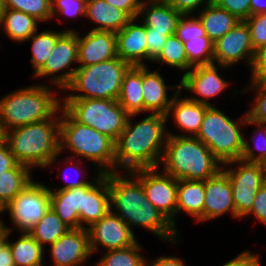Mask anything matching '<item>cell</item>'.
<instances>
[{
  "label": "cell",
  "mask_w": 266,
  "mask_h": 266,
  "mask_svg": "<svg viewBox=\"0 0 266 266\" xmlns=\"http://www.w3.org/2000/svg\"><path fill=\"white\" fill-rule=\"evenodd\" d=\"M86 229L92 255L102 247L108 251L131 246L138 241L134 230L111 210Z\"/></svg>",
  "instance_id": "obj_15"
},
{
  "label": "cell",
  "mask_w": 266,
  "mask_h": 266,
  "mask_svg": "<svg viewBox=\"0 0 266 266\" xmlns=\"http://www.w3.org/2000/svg\"><path fill=\"white\" fill-rule=\"evenodd\" d=\"M182 13L176 11L165 0L143 1L137 18L146 28L158 32H167L168 36L175 35Z\"/></svg>",
  "instance_id": "obj_24"
},
{
  "label": "cell",
  "mask_w": 266,
  "mask_h": 266,
  "mask_svg": "<svg viewBox=\"0 0 266 266\" xmlns=\"http://www.w3.org/2000/svg\"><path fill=\"white\" fill-rule=\"evenodd\" d=\"M130 67L119 57L90 66H78L64 89L66 96L61 97L118 100L122 80Z\"/></svg>",
  "instance_id": "obj_8"
},
{
  "label": "cell",
  "mask_w": 266,
  "mask_h": 266,
  "mask_svg": "<svg viewBox=\"0 0 266 266\" xmlns=\"http://www.w3.org/2000/svg\"><path fill=\"white\" fill-rule=\"evenodd\" d=\"M176 11L183 15L196 14L205 6L211 4L213 0H165ZM200 8V9H199Z\"/></svg>",
  "instance_id": "obj_46"
},
{
  "label": "cell",
  "mask_w": 266,
  "mask_h": 266,
  "mask_svg": "<svg viewBox=\"0 0 266 266\" xmlns=\"http://www.w3.org/2000/svg\"><path fill=\"white\" fill-rule=\"evenodd\" d=\"M250 215L266 226V183L258 189L251 211L244 219Z\"/></svg>",
  "instance_id": "obj_47"
},
{
  "label": "cell",
  "mask_w": 266,
  "mask_h": 266,
  "mask_svg": "<svg viewBox=\"0 0 266 266\" xmlns=\"http://www.w3.org/2000/svg\"><path fill=\"white\" fill-rule=\"evenodd\" d=\"M198 13L197 17L205 29L206 36L213 43L240 22L236 16L217 6L214 2L202 8Z\"/></svg>",
  "instance_id": "obj_28"
},
{
  "label": "cell",
  "mask_w": 266,
  "mask_h": 266,
  "mask_svg": "<svg viewBox=\"0 0 266 266\" xmlns=\"http://www.w3.org/2000/svg\"><path fill=\"white\" fill-rule=\"evenodd\" d=\"M50 209V189L34 179L3 207L8 212L13 227L2 225V231L16 229L19 233H29Z\"/></svg>",
  "instance_id": "obj_10"
},
{
  "label": "cell",
  "mask_w": 266,
  "mask_h": 266,
  "mask_svg": "<svg viewBox=\"0 0 266 266\" xmlns=\"http://www.w3.org/2000/svg\"><path fill=\"white\" fill-rule=\"evenodd\" d=\"M219 68L221 71L222 69L224 71L230 67L212 63L191 68L187 73L181 76L180 90L182 94L185 93L183 90L191 92V94H195L196 97H188L190 100L212 106L209 102L210 99L216 98V96L220 95L222 92L224 93V90L226 91L230 84V82L219 75Z\"/></svg>",
  "instance_id": "obj_14"
},
{
  "label": "cell",
  "mask_w": 266,
  "mask_h": 266,
  "mask_svg": "<svg viewBox=\"0 0 266 266\" xmlns=\"http://www.w3.org/2000/svg\"><path fill=\"white\" fill-rule=\"evenodd\" d=\"M6 140V131L3 126L0 124V146L5 143Z\"/></svg>",
  "instance_id": "obj_56"
},
{
  "label": "cell",
  "mask_w": 266,
  "mask_h": 266,
  "mask_svg": "<svg viewBox=\"0 0 266 266\" xmlns=\"http://www.w3.org/2000/svg\"><path fill=\"white\" fill-rule=\"evenodd\" d=\"M108 185L111 211L131 230L138 226L147 229L163 241L175 245L183 242L179 239L180 233L177 228L148 201L141 182L131 172L108 173Z\"/></svg>",
  "instance_id": "obj_1"
},
{
  "label": "cell",
  "mask_w": 266,
  "mask_h": 266,
  "mask_svg": "<svg viewBox=\"0 0 266 266\" xmlns=\"http://www.w3.org/2000/svg\"><path fill=\"white\" fill-rule=\"evenodd\" d=\"M180 96H182L181 90L173 98L166 114L167 124L169 117H172L175 126L177 125L176 127L184 132V135L181 134L179 136L196 137L208 105L190 100L188 96L183 98Z\"/></svg>",
  "instance_id": "obj_23"
},
{
  "label": "cell",
  "mask_w": 266,
  "mask_h": 266,
  "mask_svg": "<svg viewBox=\"0 0 266 266\" xmlns=\"http://www.w3.org/2000/svg\"><path fill=\"white\" fill-rule=\"evenodd\" d=\"M261 255L252 251H243L232 260L227 261L222 266H261Z\"/></svg>",
  "instance_id": "obj_50"
},
{
  "label": "cell",
  "mask_w": 266,
  "mask_h": 266,
  "mask_svg": "<svg viewBox=\"0 0 266 266\" xmlns=\"http://www.w3.org/2000/svg\"><path fill=\"white\" fill-rule=\"evenodd\" d=\"M159 63L161 65H167L172 68L184 70L187 73L192 67L189 65L188 58L184 48V42L180 40L176 35L169 36L166 39L165 45L159 56L153 61V63ZM186 70V71H185Z\"/></svg>",
  "instance_id": "obj_36"
},
{
  "label": "cell",
  "mask_w": 266,
  "mask_h": 266,
  "mask_svg": "<svg viewBox=\"0 0 266 266\" xmlns=\"http://www.w3.org/2000/svg\"><path fill=\"white\" fill-rule=\"evenodd\" d=\"M78 35L76 31H66L58 40L44 66L33 78L49 77L50 85L55 91L64 89L70 84L78 68ZM76 67H75V66ZM66 69V70H65ZM62 71V72H61ZM57 74V75H56ZM62 89V90H61Z\"/></svg>",
  "instance_id": "obj_12"
},
{
  "label": "cell",
  "mask_w": 266,
  "mask_h": 266,
  "mask_svg": "<svg viewBox=\"0 0 266 266\" xmlns=\"http://www.w3.org/2000/svg\"><path fill=\"white\" fill-rule=\"evenodd\" d=\"M213 2L240 21H245L251 16L250 0H213Z\"/></svg>",
  "instance_id": "obj_45"
},
{
  "label": "cell",
  "mask_w": 266,
  "mask_h": 266,
  "mask_svg": "<svg viewBox=\"0 0 266 266\" xmlns=\"http://www.w3.org/2000/svg\"><path fill=\"white\" fill-rule=\"evenodd\" d=\"M65 160H63L65 163H67L66 166H68L67 168H70L72 170H75L74 172H77L79 173H82L80 169H82L80 167V164L82 163V160L78 159V160H75L76 158L74 157H70V156H65ZM69 160V161H68ZM81 162V163H80ZM69 164V165H68ZM71 165V166H70ZM70 166V167H69ZM73 167V168H72ZM69 170V169H68ZM71 170V171H72ZM63 175V174H62ZM79 175L77 174V176L79 177ZM76 176V175H75ZM77 177V178H78ZM92 180H88L86 179L84 176L83 178H78V179H74V180H69V182L67 181L66 183H64L65 185H62L61 187H58L57 189H54L53 188H49L50 190H64V189H72V188H76V187H80V186H83V185H88V184H91L93 182V177L91 178Z\"/></svg>",
  "instance_id": "obj_48"
},
{
  "label": "cell",
  "mask_w": 266,
  "mask_h": 266,
  "mask_svg": "<svg viewBox=\"0 0 266 266\" xmlns=\"http://www.w3.org/2000/svg\"><path fill=\"white\" fill-rule=\"evenodd\" d=\"M184 48L192 68L213 63V42L207 36L189 38Z\"/></svg>",
  "instance_id": "obj_38"
},
{
  "label": "cell",
  "mask_w": 266,
  "mask_h": 266,
  "mask_svg": "<svg viewBox=\"0 0 266 266\" xmlns=\"http://www.w3.org/2000/svg\"><path fill=\"white\" fill-rule=\"evenodd\" d=\"M3 0H0V21H1V18H2V13H3Z\"/></svg>",
  "instance_id": "obj_58"
},
{
  "label": "cell",
  "mask_w": 266,
  "mask_h": 266,
  "mask_svg": "<svg viewBox=\"0 0 266 266\" xmlns=\"http://www.w3.org/2000/svg\"><path fill=\"white\" fill-rule=\"evenodd\" d=\"M254 50L266 45V13L251 15L245 20Z\"/></svg>",
  "instance_id": "obj_43"
},
{
  "label": "cell",
  "mask_w": 266,
  "mask_h": 266,
  "mask_svg": "<svg viewBox=\"0 0 266 266\" xmlns=\"http://www.w3.org/2000/svg\"><path fill=\"white\" fill-rule=\"evenodd\" d=\"M258 82L266 86V73L258 80Z\"/></svg>",
  "instance_id": "obj_57"
},
{
  "label": "cell",
  "mask_w": 266,
  "mask_h": 266,
  "mask_svg": "<svg viewBox=\"0 0 266 266\" xmlns=\"http://www.w3.org/2000/svg\"><path fill=\"white\" fill-rule=\"evenodd\" d=\"M78 35V66H90L117 58V37L112 31L90 30Z\"/></svg>",
  "instance_id": "obj_19"
},
{
  "label": "cell",
  "mask_w": 266,
  "mask_h": 266,
  "mask_svg": "<svg viewBox=\"0 0 266 266\" xmlns=\"http://www.w3.org/2000/svg\"><path fill=\"white\" fill-rule=\"evenodd\" d=\"M15 266H44L45 250L29 233H21L14 242L9 241Z\"/></svg>",
  "instance_id": "obj_32"
},
{
  "label": "cell",
  "mask_w": 266,
  "mask_h": 266,
  "mask_svg": "<svg viewBox=\"0 0 266 266\" xmlns=\"http://www.w3.org/2000/svg\"><path fill=\"white\" fill-rule=\"evenodd\" d=\"M74 28H69L62 31H54L51 28L48 30H43L38 32V30L27 40L31 45V65L33 70L32 76H34L46 63L48 57L51 55V52L55 48L57 40L66 32V31H75Z\"/></svg>",
  "instance_id": "obj_31"
},
{
  "label": "cell",
  "mask_w": 266,
  "mask_h": 266,
  "mask_svg": "<svg viewBox=\"0 0 266 266\" xmlns=\"http://www.w3.org/2000/svg\"><path fill=\"white\" fill-rule=\"evenodd\" d=\"M167 129L163 157L159 167L177 180H202L214 177L222 164L196 137L179 136Z\"/></svg>",
  "instance_id": "obj_4"
},
{
  "label": "cell",
  "mask_w": 266,
  "mask_h": 266,
  "mask_svg": "<svg viewBox=\"0 0 266 266\" xmlns=\"http://www.w3.org/2000/svg\"><path fill=\"white\" fill-rule=\"evenodd\" d=\"M175 35L183 42H187L189 38L206 36V33L199 18L192 14L181 17Z\"/></svg>",
  "instance_id": "obj_42"
},
{
  "label": "cell",
  "mask_w": 266,
  "mask_h": 266,
  "mask_svg": "<svg viewBox=\"0 0 266 266\" xmlns=\"http://www.w3.org/2000/svg\"><path fill=\"white\" fill-rule=\"evenodd\" d=\"M249 70V81H258L266 73V45L255 50L253 62Z\"/></svg>",
  "instance_id": "obj_49"
},
{
  "label": "cell",
  "mask_w": 266,
  "mask_h": 266,
  "mask_svg": "<svg viewBox=\"0 0 266 266\" xmlns=\"http://www.w3.org/2000/svg\"><path fill=\"white\" fill-rule=\"evenodd\" d=\"M62 108L78 123L92 127L114 142L129 117L118 100L62 98Z\"/></svg>",
  "instance_id": "obj_9"
},
{
  "label": "cell",
  "mask_w": 266,
  "mask_h": 266,
  "mask_svg": "<svg viewBox=\"0 0 266 266\" xmlns=\"http://www.w3.org/2000/svg\"><path fill=\"white\" fill-rule=\"evenodd\" d=\"M108 4L124 11L131 19L137 18L143 0H105Z\"/></svg>",
  "instance_id": "obj_51"
},
{
  "label": "cell",
  "mask_w": 266,
  "mask_h": 266,
  "mask_svg": "<svg viewBox=\"0 0 266 266\" xmlns=\"http://www.w3.org/2000/svg\"><path fill=\"white\" fill-rule=\"evenodd\" d=\"M254 54L250 30L245 21H240L213 43V63L218 65L232 67L246 60L250 69Z\"/></svg>",
  "instance_id": "obj_16"
},
{
  "label": "cell",
  "mask_w": 266,
  "mask_h": 266,
  "mask_svg": "<svg viewBox=\"0 0 266 266\" xmlns=\"http://www.w3.org/2000/svg\"><path fill=\"white\" fill-rule=\"evenodd\" d=\"M0 214H3V208L0 206ZM4 220L2 221V219H0V228L2 227V225H4Z\"/></svg>",
  "instance_id": "obj_60"
},
{
  "label": "cell",
  "mask_w": 266,
  "mask_h": 266,
  "mask_svg": "<svg viewBox=\"0 0 266 266\" xmlns=\"http://www.w3.org/2000/svg\"><path fill=\"white\" fill-rule=\"evenodd\" d=\"M3 7L22 11L44 24L52 21L51 0H3Z\"/></svg>",
  "instance_id": "obj_39"
},
{
  "label": "cell",
  "mask_w": 266,
  "mask_h": 266,
  "mask_svg": "<svg viewBox=\"0 0 266 266\" xmlns=\"http://www.w3.org/2000/svg\"><path fill=\"white\" fill-rule=\"evenodd\" d=\"M52 87L36 83L1 97L0 124L5 131L51 119L62 108V98Z\"/></svg>",
  "instance_id": "obj_5"
},
{
  "label": "cell",
  "mask_w": 266,
  "mask_h": 266,
  "mask_svg": "<svg viewBox=\"0 0 266 266\" xmlns=\"http://www.w3.org/2000/svg\"><path fill=\"white\" fill-rule=\"evenodd\" d=\"M33 171L18 163L13 169L0 173V206L3 208L33 180Z\"/></svg>",
  "instance_id": "obj_33"
},
{
  "label": "cell",
  "mask_w": 266,
  "mask_h": 266,
  "mask_svg": "<svg viewBox=\"0 0 266 266\" xmlns=\"http://www.w3.org/2000/svg\"><path fill=\"white\" fill-rule=\"evenodd\" d=\"M138 18L131 19L127 25L116 32L117 55L131 66H148L146 27Z\"/></svg>",
  "instance_id": "obj_21"
},
{
  "label": "cell",
  "mask_w": 266,
  "mask_h": 266,
  "mask_svg": "<svg viewBox=\"0 0 266 266\" xmlns=\"http://www.w3.org/2000/svg\"><path fill=\"white\" fill-rule=\"evenodd\" d=\"M249 85L243 89V92L256 91L251 107L246 110L248 118L256 123L266 125V86L258 81H249ZM252 89V90H251Z\"/></svg>",
  "instance_id": "obj_40"
},
{
  "label": "cell",
  "mask_w": 266,
  "mask_h": 266,
  "mask_svg": "<svg viewBox=\"0 0 266 266\" xmlns=\"http://www.w3.org/2000/svg\"><path fill=\"white\" fill-rule=\"evenodd\" d=\"M49 247L53 266H83L92 255L86 228L68 230Z\"/></svg>",
  "instance_id": "obj_17"
},
{
  "label": "cell",
  "mask_w": 266,
  "mask_h": 266,
  "mask_svg": "<svg viewBox=\"0 0 266 266\" xmlns=\"http://www.w3.org/2000/svg\"><path fill=\"white\" fill-rule=\"evenodd\" d=\"M68 230H70V228L67 227L56 212L50 208L29 234L37 240L44 249H47L45 245L50 246Z\"/></svg>",
  "instance_id": "obj_34"
},
{
  "label": "cell",
  "mask_w": 266,
  "mask_h": 266,
  "mask_svg": "<svg viewBox=\"0 0 266 266\" xmlns=\"http://www.w3.org/2000/svg\"><path fill=\"white\" fill-rule=\"evenodd\" d=\"M141 250L142 245L137 241L125 248L104 251L93 266H146L147 257L141 255Z\"/></svg>",
  "instance_id": "obj_35"
},
{
  "label": "cell",
  "mask_w": 266,
  "mask_h": 266,
  "mask_svg": "<svg viewBox=\"0 0 266 266\" xmlns=\"http://www.w3.org/2000/svg\"><path fill=\"white\" fill-rule=\"evenodd\" d=\"M142 66V95L144 113H159L166 115L175 95L180 91V82L177 85H167L158 70L151 71ZM168 89L175 90L168 96Z\"/></svg>",
  "instance_id": "obj_22"
},
{
  "label": "cell",
  "mask_w": 266,
  "mask_h": 266,
  "mask_svg": "<svg viewBox=\"0 0 266 266\" xmlns=\"http://www.w3.org/2000/svg\"><path fill=\"white\" fill-rule=\"evenodd\" d=\"M247 111L236 120H232L216 106H208L202 124L196 136L222 164L240 159L243 153ZM243 128V129H242Z\"/></svg>",
  "instance_id": "obj_7"
},
{
  "label": "cell",
  "mask_w": 266,
  "mask_h": 266,
  "mask_svg": "<svg viewBox=\"0 0 266 266\" xmlns=\"http://www.w3.org/2000/svg\"><path fill=\"white\" fill-rule=\"evenodd\" d=\"M251 15L266 13V0H250Z\"/></svg>",
  "instance_id": "obj_55"
},
{
  "label": "cell",
  "mask_w": 266,
  "mask_h": 266,
  "mask_svg": "<svg viewBox=\"0 0 266 266\" xmlns=\"http://www.w3.org/2000/svg\"><path fill=\"white\" fill-rule=\"evenodd\" d=\"M146 266H187L184 259L178 258V256H159L155 259H147Z\"/></svg>",
  "instance_id": "obj_54"
},
{
  "label": "cell",
  "mask_w": 266,
  "mask_h": 266,
  "mask_svg": "<svg viewBox=\"0 0 266 266\" xmlns=\"http://www.w3.org/2000/svg\"><path fill=\"white\" fill-rule=\"evenodd\" d=\"M38 21L33 16L22 11L3 9L2 18L0 21V32L4 31L8 38L14 43H23L39 30Z\"/></svg>",
  "instance_id": "obj_30"
},
{
  "label": "cell",
  "mask_w": 266,
  "mask_h": 266,
  "mask_svg": "<svg viewBox=\"0 0 266 266\" xmlns=\"http://www.w3.org/2000/svg\"><path fill=\"white\" fill-rule=\"evenodd\" d=\"M255 126L252 130V144L244 137L243 153L240 159L247 162L261 163L266 159V125L246 119L245 126Z\"/></svg>",
  "instance_id": "obj_37"
},
{
  "label": "cell",
  "mask_w": 266,
  "mask_h": 266,
  "mask_svg": "<svg viewBox=\"0 0 266 266\" xmlns=\"http://www.w3.org/2000/svg\"><path fill=\"white\" fill-rule=\"evenodd\" d=\"M59 114V115H58ZM60 110L51 118L6 131V140L18 163L32 171L53 167L60 159Z\"/></svg>",
  "instance_id": "obj_3"
},
{
  "label": "cell",
  "mask_w": 266,
  "mask_h": 266,
  "mask_svg": "<svg viewBox=\"0 0 266 266\" xmlns=\"http://www.w3.org/2000/svg\"><path fill=\"white\" fill-rule=\"evenodd\" d=\"M204 222L213 221L226 213L235 219L232 186L228 176L220 170L214 177L204 181Z\"/></svg>",
  "instance_id": "obj_20"
},
{
  "label": "cell",
  "mask_w": 266,
  "mask_h": 266,
  "mask_svg": "<svg viewBox=\"0 0 266 266\" xmlns=\"http://www.w3.org/2000/svg\"><path fill=\"white\" fill-rule=\"evenodd\" d=\"M86 2L87 0H51L52 20L55 17L57 19L59 17L58 20L61 23V15L66 19L68 17L77 18L79 16L85 18Z\"/></svg>",
  "instance_id": "obj_41"
},
{
  "label": "cell",
  "mask_w": 266,
  "mask_h": 266,
  "mask_svg": "<svg viewBox=\"0 0 266 266\" xmlns=\"http://www.w3.org/2000/svg\"><path fill=\"white\" fill-rule=\"evenodd\" d=\"M118 103L130 114H144L142 66H131L122 80Z\"/></svg>",
  "instance_id": "obj_29"
},
{
  "label": "cell",
  "mask_w": 266,
  "mask_h": 266,
  "mask_svg": "<svg viewBox=\"0 0 266 266\" xmlns=\"http://www.w3.org/2000/svg\"><path fill=\"white\" fill-rule=\"evenodd\" d=\"M169 36L167 32H158L153 28H146V42L148 62L151 63L159 56Z\"/></svg>",
  "instance_id": "obj_44"
},
{
  "label": "cell",
  "mask_w": 266,
  "mask_h": 266,
  "mask_svg": "<svg viewBox=\"0 0 266 266\" xmlns=\"http://www.w3.org/2000/svg\"><path fill=\"white\" fill-rule=\"evenodd\" d=\"M138 115H129L115 142V172L160 167L168 135L166 115L147 113L142 120L132 122Z\"/></svg>",
  "instance_id": "obj_2"
},
{
  "label": "cell",
  "mask_w": 266,
  "mask_h": 266,
  "mask_svg": "<svg viewBox=\"0 0 266 266\" xmlns=\"http://www.w3.org/2000/svg\"><path fill=\"white\" fill-rule=\"evenodd\" d=\"M221 170L232 186L235 219L241 220L251 211L258 189L266 183L262 165L237 159L222 165Z\"/></svg>",
  "instance_id": "obj_11"
},
{
  "label": "cell",
  "mask_w": 266,
  "mask_h": 266,
  "mask_svg": "<svg viewBox=\"0 0 266 266\" xmlns=\"http://www.w3.org/2000/svg\"><path fill=\"white\" fill-rule=\"evenodd\" d=\"M10 231H2L0 235V266H15L8 239Z\"/></svg>",
  "instance_id": "obj_52"
},
{
  "label": "cell",
  "mask_w": 266,
  "mask_h": 266,
  "mask_svg": "<svg viewBox=\"0 0 266 266\" xmlns=\"http://www.w3.org/2000/svg\"><path fill=\"white\" fill-rule=\"evenodd\" d=\"M18 164L8 144L5 142L0 146V173L13 169Z\"/></svg>",
  "instance_id": "obj_53"
},
{
  "label": "cell",
  "mask_w": 266,
  "mask_h": 266,
  "mask_svg": "<svg viewBox=\"0 0 266 266\" xmlns=\"http://www.w3.org/2000/svg\"><path fill=\"white\" fill-rule=\"evenodd\" d=\"M85 18L97 24L90 30L118 32L131 18L122 10L108 4L105 0H87Z\"/></svg>",
  "instance_id": "obj_25"
},
{
  "label": "cell",
  "mask_w": 266,
  "mask_h": 266,
  "mask_svg": "<svg viewBox=\"0 0 266 266\" xmlns=\"http://www.w3.org/2000/svg\"><path fill=\"white\" fill-rule=\"evenodd\" d=\"M59 143L60 153L69 151L70 157L94 163L97 172H115V142L92 127L78 123L63 108L60 109Z\"/></svg>",
  "instance_id": "obj_6"
},
{
  "label": "cell",
  "mask_w": 266,
  "mask_h": 266,
  "mask_svg": "<svg viewBox=\"0 0 266 266\" xmlns=\"http://www.w3.org/2000/svg\"><path fill=\"white\" fill-rule=\"evenodd\" d=\"M93 182L88 185L64 190H50V208L70 229L79 228V216L85 210L86 193L105 175L95 172Z\"/></svg>",
  "instance_id": "obj_18"
},
{
  "label": "cell",
  "mask_w": 266,
  "mask_h": 266,
  "mask_svg": "<svg viewBox=\"0 0 266 266\" xmlns=\"http://www.w3.org/2000/svg\"><path fill=\"white\" fill-rule=\"evenodd\" d=\"M158 169L159 167L136 169L131 173L141 182L148 201L176 228L178 180Z\"/></svg>",
  "instance_id": "obj_13"
},
{
  "label": "cell",
  "mask_w": 266,
  "mask_h": 266,
  "mask_svg": "<svg viewBox=\"0 0 266 266\" xmlns=\"http://www.w3.org/2000/svg\"><path fill=\"white\" fill-rule=\"evenodd\" d=\"M261 165H262V169L264 171V175H265V178H266V159L263 162H261Z\"/></svg>",
  "instance_id": "obj_59"
},
{
  "label": "cell",
  "mask_w": 266,
  "mask_h": 266,
  "mask_svg": "<svg viewBox=\"0 0 266 266\" xmlns=\"http://www.w3.org/2000/svg\"><path fill=\"white\" fill-rule=\"evenodd\" d=\"M110 210L108 173H106L86 193L85 210L79 216V228H88L91 224L104 217Z\"/></svg>",
  "instance_id": "obj_27"
},
{
  "label": "cell",
  "mask_w": 266,
  "mask_h": 266,
  "mask_svg": "<svg viewBox=\"0 0 266 266\" xmlns=\"http://www.w3.org/2000/svg\"><path fill=\"white\" fill-rule=\"evenodd\" d=\"M205 186L202 180L179 179L177 185V214L184 212L194 220L204 222Z\"/></svg>",
  "instance_id": "obj_26"
}]
</instances>
